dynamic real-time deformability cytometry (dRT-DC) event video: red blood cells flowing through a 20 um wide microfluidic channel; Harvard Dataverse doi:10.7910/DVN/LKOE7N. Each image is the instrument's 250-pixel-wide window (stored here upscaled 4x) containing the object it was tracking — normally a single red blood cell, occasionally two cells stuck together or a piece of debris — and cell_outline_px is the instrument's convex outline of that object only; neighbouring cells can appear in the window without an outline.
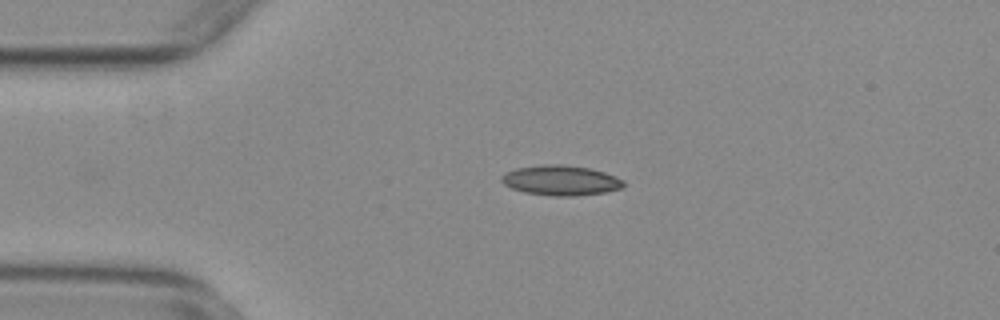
{"species": "common noctule bat (a hibernating species)", "species_latin": "Nyctalus noctula", "temperature_condition": "warm", "stored_images_in_passage": 43, "camera_frame_rate_fps": 3000, "um_per_image_px": 0.085, "animal": {"sex": "female", "body_mass_g": 29.2, "forearm_length_mm": 56.3}, "frame": {"image": 1, "passage_image": 3, "time_ms": 0.667, "image_size_px": [1000, 320], "cell_outline_px": [[624, 188], [604, 192], [576, 196], [552, 196], [524, 192], [512, 188], [504, 184], [500, 180], [500, 176], [504, 172], [516, 168], [544, 164], [560, 164], [588, 168], [604, 172], [624, 180]], "centroid_in_image_um": [47.64, 15.33], "position_along_channel_um": 37.4, "area_um2": 21.44}}
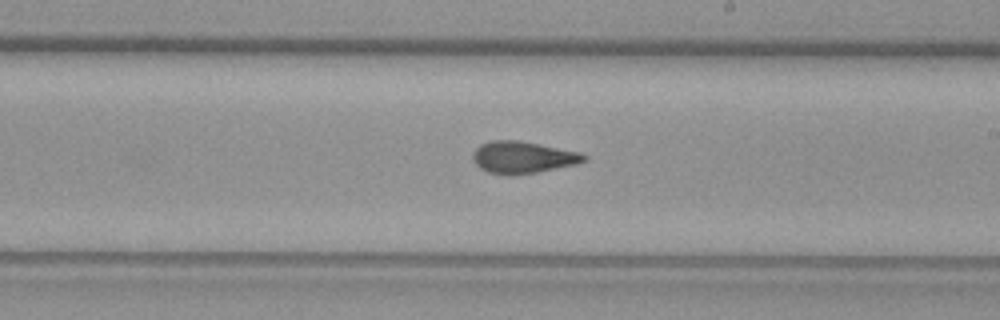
{"frame": {"image": 2, "passage_image": 22, "time_ms": 7.0, "image_size_px": [1000, 320], "cell_outline_px": [[588, 160], [576, 164], [516, 176], [508, 176], [488, 172], [480, 168], [472, 160], [472, 152], [480, 144], [492, 140], [516, 140], [580, 152], [588, 156]], "centroid_in_image_um": [44.41, 13.39], "position_along_channel_um": 244.6, "area_um2": 20.81}}
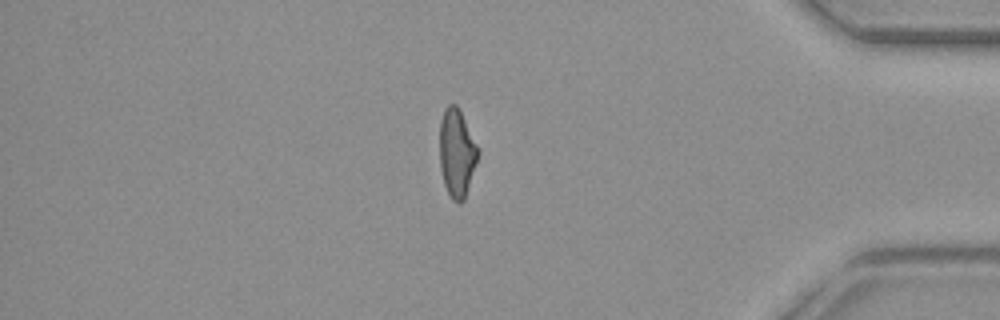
{"frame": {"image": 3, "passage_image": 37, "time_ms": 12.0, "image_size_px": [1000, 320], "cell_outline_px": [[480, 152], [464, 200], [460, 204], [456, 204], [452, 200], [444, 184], [440, 168], [440, 120], [444, 108], [448, 104], [456, 104], [460, 108]], "centroid_in_image_um": [38.83, 12.99], "position_along_channel_um": 396.4, "area_um2": 19.88}, "authors_computed_cell_mechanics": {"area_um2": 19.9988, "velocity_mm_per_s": 3.7599, "shape_relaxation_time_tau1_ms": 8.6525, "shape_relaxation_time_tau2_ms": 1.6534, "deformation_change_tau1": 0.2324, "deformation_change_tau2": 0.1002}}